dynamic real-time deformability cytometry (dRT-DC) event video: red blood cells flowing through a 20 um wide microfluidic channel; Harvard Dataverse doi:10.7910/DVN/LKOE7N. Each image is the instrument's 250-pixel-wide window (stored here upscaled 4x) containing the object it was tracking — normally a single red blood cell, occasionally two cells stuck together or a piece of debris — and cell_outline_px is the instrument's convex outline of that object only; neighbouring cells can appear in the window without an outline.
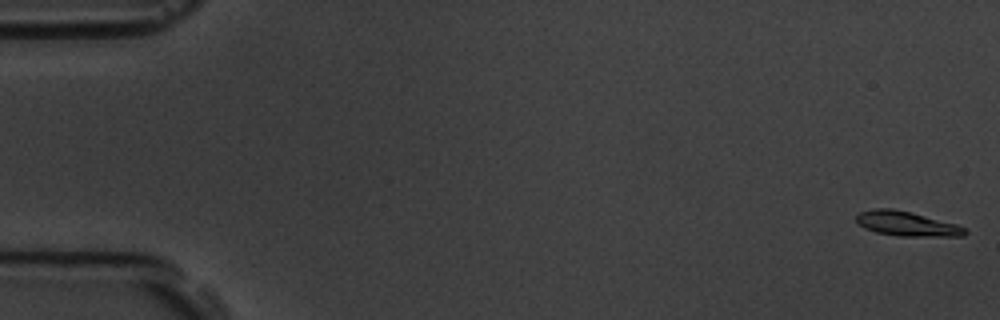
{"species": "common noctule bat (a hibernating species)", "species_latin": "Nyctalus noctula", "temperature_condition": "room temperature", "stored_images_in_passage": 57, "camera_frame_rate_fps": 3000, "um_per_image_px": 0.085, "animal": {"sex": "male", "body_mass_g": 19.5, "forearm_length_mm": 54.6}, "frame": {"image": 1, "passage_image": 1, "time_ms": 0.0, "image_size_px": [1000, 320], "cell_outline_px": [[968, 232], [964, 236], [896, 236], [876, 232], [864, 228], [856, 220], [856, 216], [860, 212], [872, 208], [892, 208], [912, 212], [956, 224], [964, 228]], "centroid_in_image_um": [77.06, 19.01], "position_along_channel_um": 7.9, "area_um2": 15.61}}
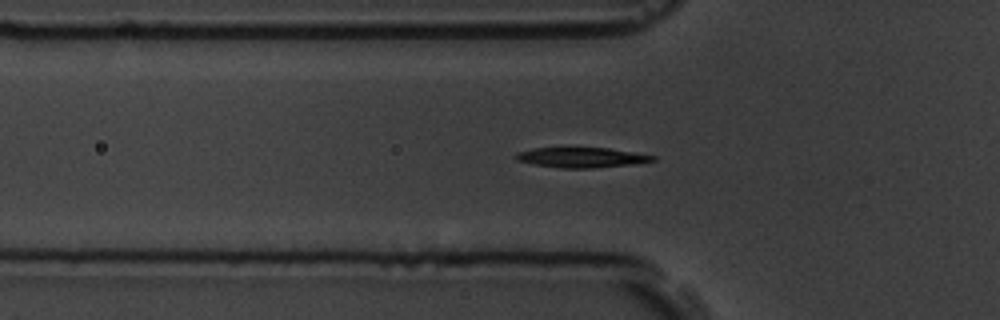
{"frame": {"image": 2, "passage_image": 19, "time_ms": 6.0, "image_size_px": [1000, 320], "cell_outline_px": [[656, 160], [632, 164], [592, 168], [560, 168], [536, 164], [516, 160], [512, 156], [516, 152], [532, 148], [608, 148], [656, 156]], "centroid_in_image_um": [49.38, 13.38], "position_along_channel_um": 76.4, "area_um2": 15.9}}
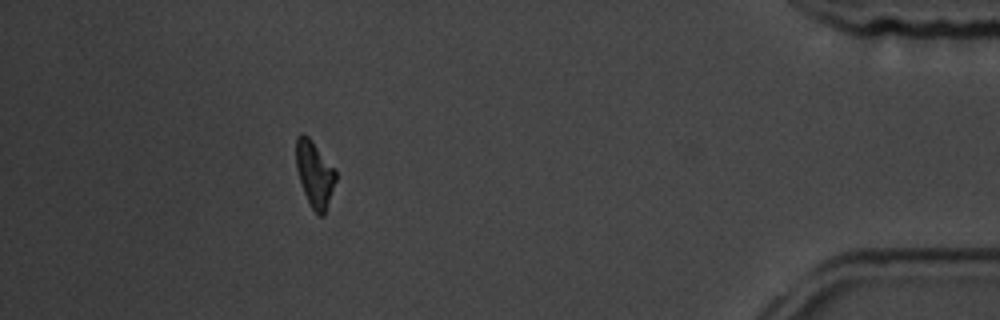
{"frame": {"image": 3, "passage_image": 51, "time_ms": 16.667, "image_size_px": [1000, 320], "cell_outline_px": [[336, 180], [324, 216], [316, 216], [304, 192], [296, 168], [296, 136], [300, 132], [304, 132], [308, 136], [336, 168]], "centroid_in_image_um": [26.75, 14.76], "position_along_channel_um": 408.5, "area_um2": 15.43}, "authors_computed_cell_mechanics": {"area_um2": 16.0106, "velocity_mm_per_s": 3.6153, "shape_relaxation_time_tau1_ms": 3.1875, "shape_relaxation_time_tau2_ms": 4.1037, "deformation_change_tau1": 0.1598, "deformation_change_tau2": 0.11}}